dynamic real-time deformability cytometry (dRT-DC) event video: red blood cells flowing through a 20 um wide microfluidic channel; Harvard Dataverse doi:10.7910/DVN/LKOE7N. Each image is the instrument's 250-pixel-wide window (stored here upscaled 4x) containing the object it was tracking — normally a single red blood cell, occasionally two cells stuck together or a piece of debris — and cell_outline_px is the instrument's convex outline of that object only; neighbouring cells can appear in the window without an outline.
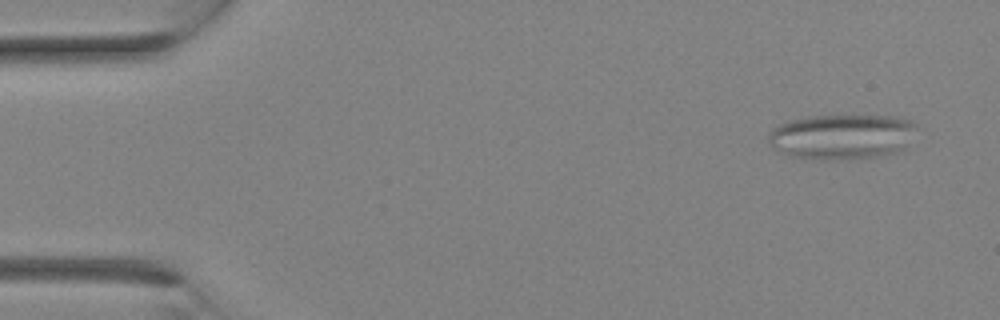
{"species": "Egyptian fruit bat (a non-hibernating species)", "species_latin": "Rousettus aegyptiacus", "temperature_condition": "room temperature", "stored_images_in_passage": 11, "camera_frame_rate_fps": 3000, "um_per_image_px": 0.085, "animal": {"sex": "female"}, "frame": {"image": 1, "passage_image": 1, "time_ms": 0.0, "image_size_px": [1000, 320], "cell_outline_px": [[916, 124], [904, 148], [896, 152], [876, 156], [844, 160], [820, 160], [788, 156], [780, 152], [768, 144], [768, 136], [772, 128], [780, 124], [792, 120], [808, 116], [896, 116], [912, 120]], "centroid_in_image_um": [71.5, 11.63], "position_along_channel_um": 13.5, "area_um2": 39.02}}
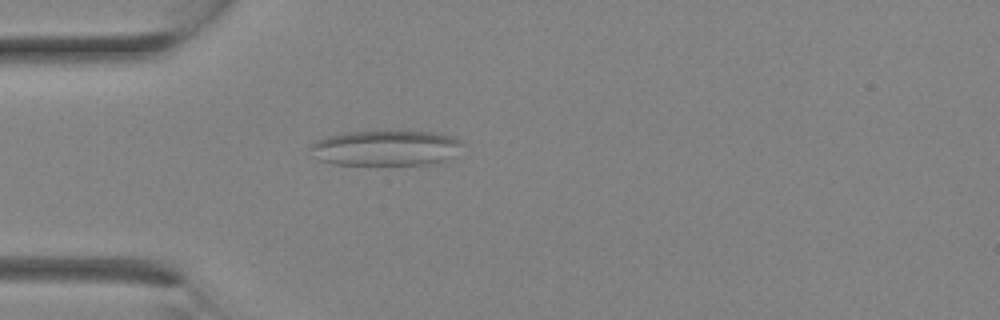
{"frame": {"image": 2, "passage_image": 7, "time_ms": 2.0, "image_size_px": [1000, 320], "cell_outline_px": [[464, 144], [452, 156], [444, 160], [428, 164], [332, 164], [316, 160], [308, 148], [308, 144], [316, 140], [328, 136], [344, 132], [388, 128], [436, 132], [452, 136], [464, 140]], "centroid_in_image_um": [32.75, 12.52], "position_along_channel_um": 52.2, "area_um2": 32.71}}